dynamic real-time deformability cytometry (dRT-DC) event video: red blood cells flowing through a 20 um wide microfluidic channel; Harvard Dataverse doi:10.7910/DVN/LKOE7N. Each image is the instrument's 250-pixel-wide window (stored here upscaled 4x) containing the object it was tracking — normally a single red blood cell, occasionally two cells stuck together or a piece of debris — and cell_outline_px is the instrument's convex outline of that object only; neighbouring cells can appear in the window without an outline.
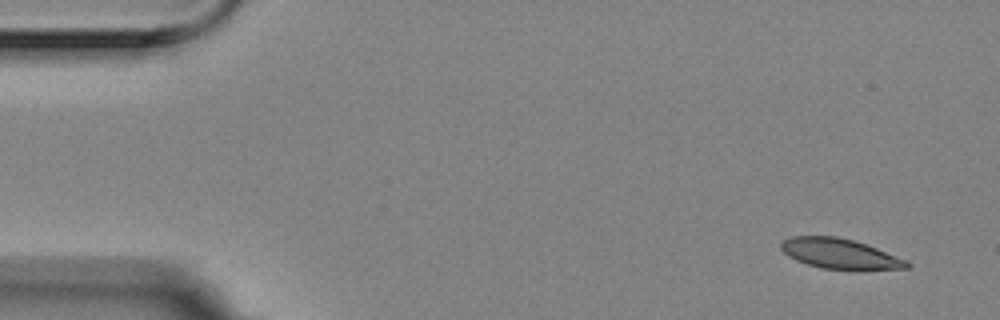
{"species": "Egyptian fruit bat (a non-hibernating species)", "species_latin": "Rousettus aegyptiacus", "temperature_condition": "room temperature", "stored_images_in_passage": 4, "camera_frame_rate_fps": 3000, "um_per_image_px": 0.085, "animal": {"sex": "female"}, "frame": {"image": 1, "passage_image": 1, "time_ms": 0.0, "image_size_px": [1000, 320], "cell_outline_px": [[912, 264], [908, 268], [860, 272], [824, 268], [808, 264], [796, 260], [788, 256], [780, 248], [780, 244], [784, 240], [792, 236], [836, 236], [852, 240], [876, 248], [908, 260]], "centroid_in_image_um": [71.46, 21.61], "position_along_channel_um": 13.5, "area_um2": 22.6}}
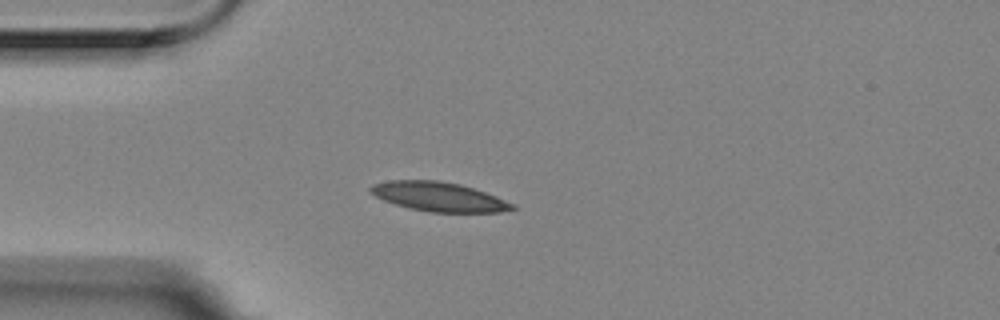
{"frame": {"image": 2, "passage_image": 4, "time_ms": 1.0, "image_size_px": [1000, 320], "cell_outline_px": [[516, 208], [500, 212], [428, 212], [396, 204], [384, 200], [368, 192], [368, 188], [372, 184], [392, 180], [440, 180], [460, 184], [496, 196], [516, 204]], "centroid_in_image_um": [37.3, 16.71], "position_along_channel_um": 47.7, "area_um2": 24.1}}